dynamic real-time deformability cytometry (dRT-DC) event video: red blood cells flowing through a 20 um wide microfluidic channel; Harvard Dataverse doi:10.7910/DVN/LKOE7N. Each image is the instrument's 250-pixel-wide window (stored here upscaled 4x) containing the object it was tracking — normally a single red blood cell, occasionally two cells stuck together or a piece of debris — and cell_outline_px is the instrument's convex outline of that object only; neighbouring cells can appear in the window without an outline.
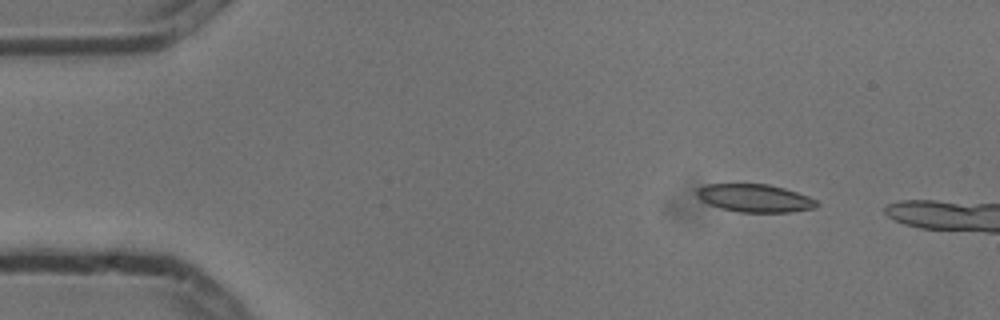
{"species": "common noctule bat (a hibernating species)", "species_latin": "Nyctalus noctula", "temperature_condition": "cold", "stored_images_in_passage": 3, "camera_frame_rate_fps": 3000, "um_per_image_px": 0.085, "animal": {"sex": "male", "body_mass_g": 13.3}, "frame": {"image": 1, "passage_image": 1, "time_ms": 0.0, "image_size_px": [1000, 320], "cell_outline_px": [[820, 204], [816, 208], [792, 212], [740, 212], [720, 208], [708, 204], [700, 200], [696, 196], [696, 192], [700, 188], [708, 184], [768, 184], [784, 188], [808, 196], [816, 200]], "centroid_in_image_um": [64.18, 16.85], "position_along_channel_um": 20.8, "area_um2": 19.54}}